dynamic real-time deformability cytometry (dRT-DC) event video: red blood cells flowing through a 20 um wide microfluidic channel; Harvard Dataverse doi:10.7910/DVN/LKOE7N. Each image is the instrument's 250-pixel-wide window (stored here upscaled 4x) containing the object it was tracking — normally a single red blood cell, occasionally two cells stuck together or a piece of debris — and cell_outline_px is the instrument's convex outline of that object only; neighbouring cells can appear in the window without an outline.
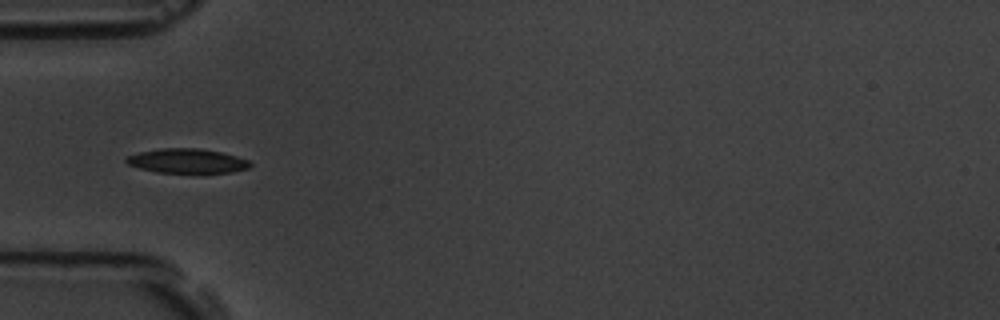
{"species": "common noctule bat (a hibernating species)", "species_latin": "Nyctalus noctula", "temperature_condition": "room temperature", "stored_images_in_passage": 10, "camera_frame_rate_fps": 3000, "um_per_image_px": 0.085, "animal": {"sex": "male", "body_mass_g": 19.5, "forearm_length_mm": 54.6}, "frame": {"image": 1, "passage_image": 5, "time_ms": 4.667, "image_size_px": [1000, 320], "cell_outline_px": [[252, 164], [248, 168], [232, 172], [200, 176], [156, 172], [140, 168], [128, 164], [124, 160], [128, 156], [140, 152], [160, 148], [196, 148], [220, 152], [236, 156], [248, 160]], "centroid_in_image_um": [15.94, 13.73], "position_along_channel_um": 69.1, "area_um2": 18.44}}
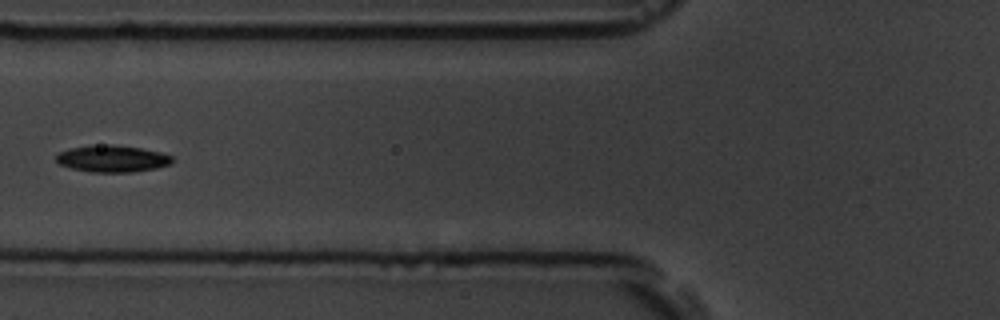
{"frame": {"image": 2, "passage_image": 6, "time_ms": 6.0, "image_size_px": [1000, 320], "cell_outline_px": [[172, 160], [168, 164], [156, 168], [132, 172], [92, 172], [72, 168], [60, 164], [56, 160], [56, 156], [60, 152], [68, 148], [108, 144], [140, 148], [160, 152], [172, 156]], "centroid_in_image_um": [9.53, 13.49], "position_along_channel_um": 116.3, "area_um2": 17.8}}
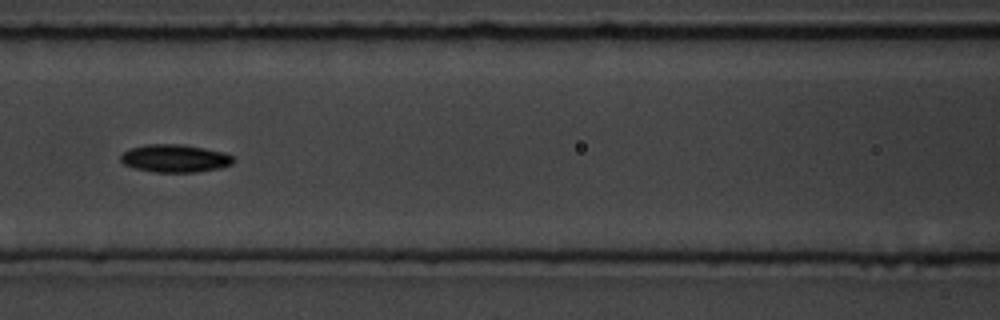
{"frame": {"image": 3, "passage_image": 7, "time_ms": 7.0, "image_size_px": [1000, 320], "cell_outline_px": [[236, 160], [232, 164], [220, 168], [196, 172], [156, 172], [136, 168], [124, 164], [120, 160], [120, 156], [124, 152], [132, 148], [144, 144], [184, 144], [224, 152], [232, 156]], "centroid_in_image_um": [14.9, 13.45], "position_along_channel_um": 151.7, "area_um2": 18.26}}